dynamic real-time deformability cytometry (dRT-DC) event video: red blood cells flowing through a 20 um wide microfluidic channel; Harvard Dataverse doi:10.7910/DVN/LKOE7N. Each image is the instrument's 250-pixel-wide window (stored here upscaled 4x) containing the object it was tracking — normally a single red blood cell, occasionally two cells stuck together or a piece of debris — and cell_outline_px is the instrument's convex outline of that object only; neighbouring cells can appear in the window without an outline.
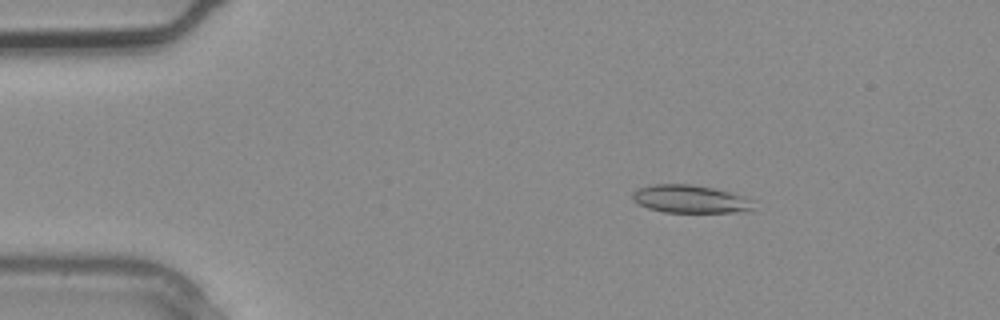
{"species": "common noctule bat (a hibernating species)", "species_latin": "Nyctalus noctula", "temperature_condition": "warm", "stored_images_in_passage": 3, "camera_frame_rate_fps": 3000, "um_per_image_px": 0.085, "animal": {"sex": "male", "body_mass_g": 20.4}, "frame": {"image": 1, "passage_image": 1, "time_ms": 0.0, "image_size_px": [1000, 320], "cell_outline_px": [[756, 200], [752, 208], [744, 212], [664, 212], [648, 208], [636, 204], [632, 200], [632, 192], [640, 188], [652, 184], [692, 184], [712, 188], [744, 196]], "centroid_in_image_um": [58.66, 16.92], "position_along_channel_um": 26.3, "area_um2": 19.83}}